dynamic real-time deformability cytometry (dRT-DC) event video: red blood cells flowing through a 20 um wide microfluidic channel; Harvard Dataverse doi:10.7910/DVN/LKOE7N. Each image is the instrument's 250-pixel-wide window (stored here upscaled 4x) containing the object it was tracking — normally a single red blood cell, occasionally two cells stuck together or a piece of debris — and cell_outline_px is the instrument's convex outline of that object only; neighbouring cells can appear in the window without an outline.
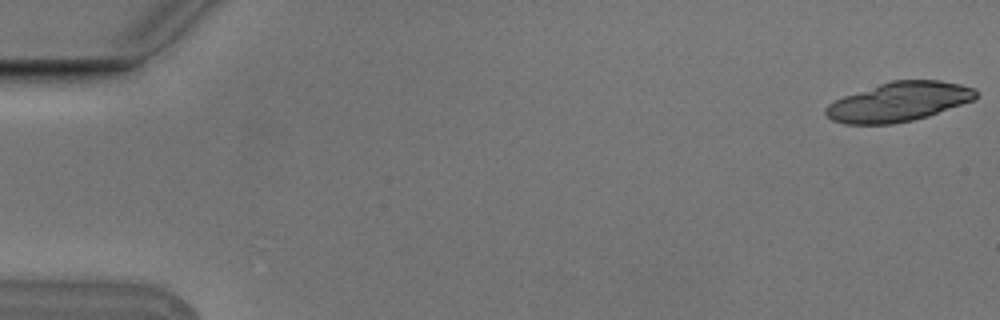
{"species": "Egyptian fruit bat (a non-hibernating species)", "species_latin": "Rousettus aegyptiacus", "temperature_condition": "cold", "stored_images_in_passage": 5, "camera_frame_rate_fps": 3000, "um_per_image_px": 0.085, "animal": {"sex": "male"}, "frame": {"image": 1, "passage_image": 1, "time_ms": 0.0, "image_size_px": [1000, 320], "cell_outline_px": [[976, 100], [928, 116], [912, 120], [892, 124], [844, 124], [832, 120], [824, 112], [824, 108], [828, 104], [844, 96], [892, 80], [940, 80], [960, 84], [976, 88]], "centroid_in_image_um": [76.43, 8.66], "position_along_channel_um": 8.6, "area_um2": 34.33}}